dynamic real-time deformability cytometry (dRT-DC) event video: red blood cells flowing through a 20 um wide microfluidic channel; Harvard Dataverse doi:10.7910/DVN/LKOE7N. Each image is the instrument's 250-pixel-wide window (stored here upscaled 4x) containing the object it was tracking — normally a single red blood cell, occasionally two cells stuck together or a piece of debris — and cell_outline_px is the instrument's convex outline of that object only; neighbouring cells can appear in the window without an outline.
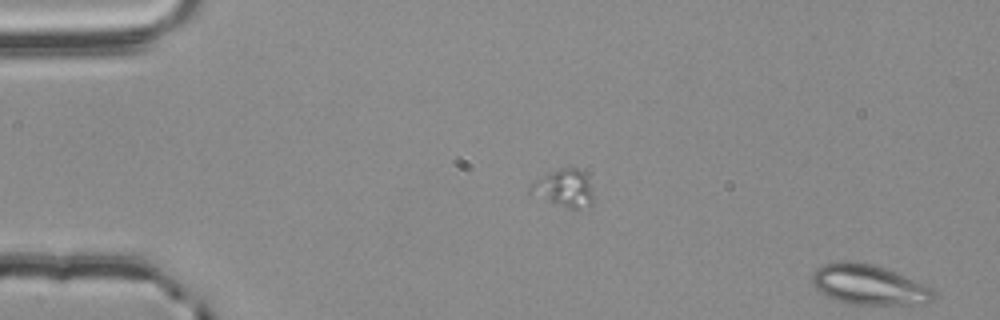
{"species": "common noctule bat (a hibernating species)", "species_latin": "Nyctalus noctula", "temperature_condition": "room temperature", "stored_images_in_passage": 7, "segment_of_instrument_passage": [2, 2], "camera_frame_rate_fps": 3000, "um_per_image_px": 0.085, "animal": {"sex": "male", "body_mass_g": 20.4}, "frame": {"image": 1, "passage_image": 7, "time_ms": 2.0, "image_size_px": [1000, 320], "cell_outline_px": [[936, 296], [932, 300], [924, 304], [856, 304], [836, 300], [824, 296], [812, 284], [812, 276], [816, 268], [824, 264], [872, 264], [896, 272], [928, 284], [936, 292]], "centroid_in_image_um": [73.94, 24.25], "position_along_channel_um": 11.1, "area_um2": 27.86}}